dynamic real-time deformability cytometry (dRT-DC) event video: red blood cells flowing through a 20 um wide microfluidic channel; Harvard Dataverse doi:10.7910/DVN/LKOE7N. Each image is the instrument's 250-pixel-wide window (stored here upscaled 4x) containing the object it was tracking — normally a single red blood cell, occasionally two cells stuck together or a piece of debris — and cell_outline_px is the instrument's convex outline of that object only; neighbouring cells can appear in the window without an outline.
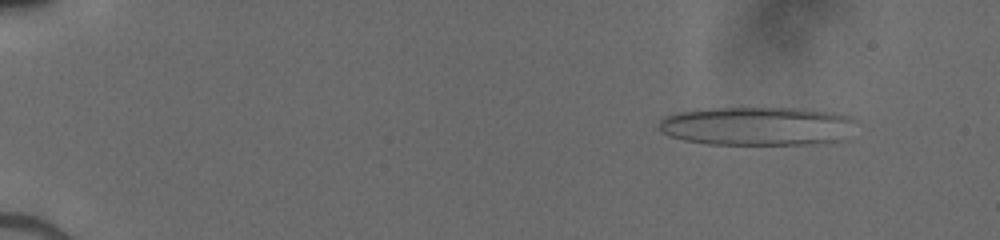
{"species": "human", "species_latin": "Homo sapiens", "temperature_condition": "cold", "stored_images_in_passage": 52, "camera_frame_rate_fps": 3000, "um_per_image_px": 0.085, "donor": {"sex": "male"}, "frame": {"image": 1, "passage_image": 6, "time_ms": 1.667, "image_size_px": [1000, 240], "cell_outline_px": [[852, 120], [836, 140], [816, 144], [708, 144], [684, 140], [672, 136], [664, 132], [660, 128], [660, 120], [664, 116], [676, 112], [712, 108], [804, 108], [836, 112], [848, 116]], "centroid_in_image_um": [64.24, 10.7], "position_along_channel_um": 20.8, "area_um2": 43.58}}
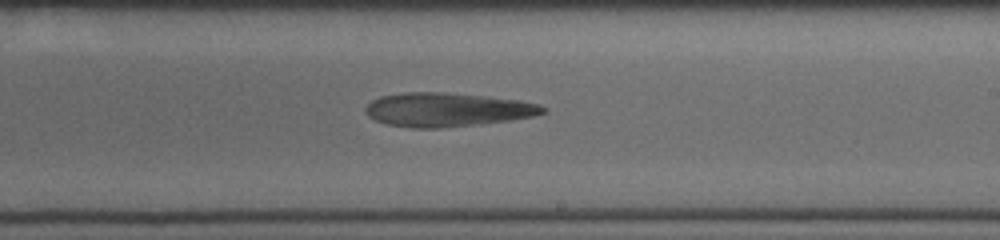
{"frame": {"image": 2, "passage_image": 33, "time_ms": 10.667, "image_size_px": [1000, 240], "cell_outline_px": [[544, 112], [532, 116], [512, 120], [440, 128], [412, 128], [388, 124], [376, 120], [368, 116], [364, 112], [364, 108], [372, 100], [380, 96], [404, 92], [444, 92], [520, 100], [540, 104], [544, 108]], "centroid_in_image_um": [37.96, 9.32], "position_along_channel_um": 251.0, "area_um2": 34.8}}
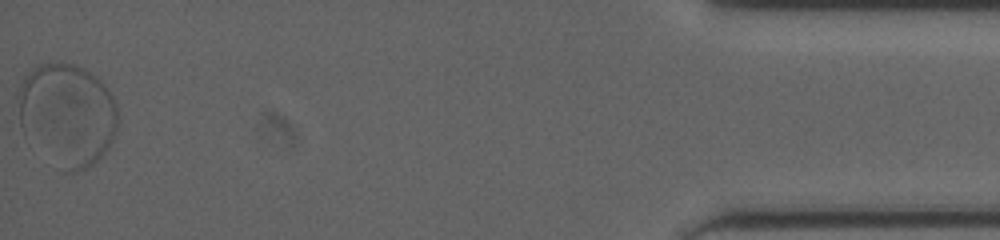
{"frame": {"image": 3, "passage_image": 52, "time_ms": 17.0, "image_size_px": [1000, 240], "cell_outline_px": [[120, 120], [116, 132], [112, 140], [104, 152], [92, 164], [76, 172], [64, 172], [20, 124], [16, 96], [20, 84], [24, 76], [36, 64], [76, 64], [84, 68], [96, 76], [104, 84], [112, 96], [116, 104]], "centroid_in_image_um": [5.75, 9.67], "position_along_channel_um": 429.5, "area_um2": 58.78}}